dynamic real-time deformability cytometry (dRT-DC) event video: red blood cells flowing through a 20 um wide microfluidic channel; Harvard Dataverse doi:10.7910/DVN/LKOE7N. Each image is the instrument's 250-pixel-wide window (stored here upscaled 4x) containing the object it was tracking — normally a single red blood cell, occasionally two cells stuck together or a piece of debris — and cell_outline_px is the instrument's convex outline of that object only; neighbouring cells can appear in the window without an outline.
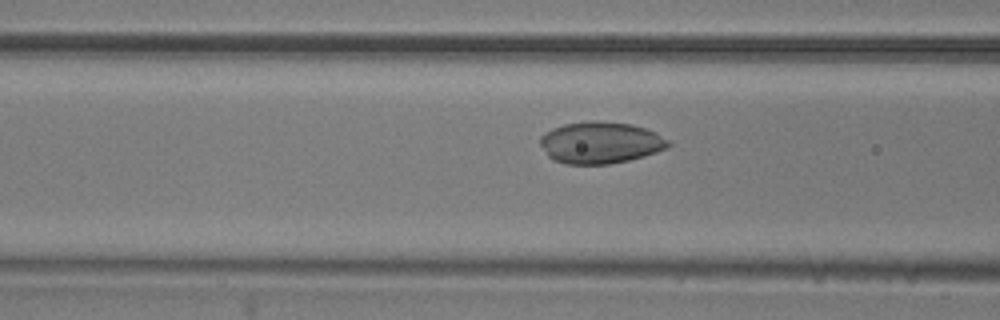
{"species": "common noctule bat (a hibernating species)", "species_latin": "Nyctalus noctula", "temperature_condition": "room temperature", "stored_images_in_passage": 34, "camera_frame_rate_fps": 3000, "um_per_image_px": 0.085, "animal": {"sex": "male", "body_mass_g": 20.5, "forearm_length_mm": 52.5}, "frame": {"image": 1, "passage_image": 11, "time_ms": 3.333, "image_size_px": [1000, 320], "cell_outline_px": [[672, 144], [668, 148], [644, 156], [628, 160], [608, 164], [564, 164], [552, 160], [548, 156], [540, 144], [540, 136], [544, 132], [552, 128], [564, 124], [588, 120], [596, 120], [632, 124], [656, 132], [668, 140]], "centroid_in_image_um": [51.02, 12.12], "position_along_channel_um": 115.6, "area_um2": 31.44}}
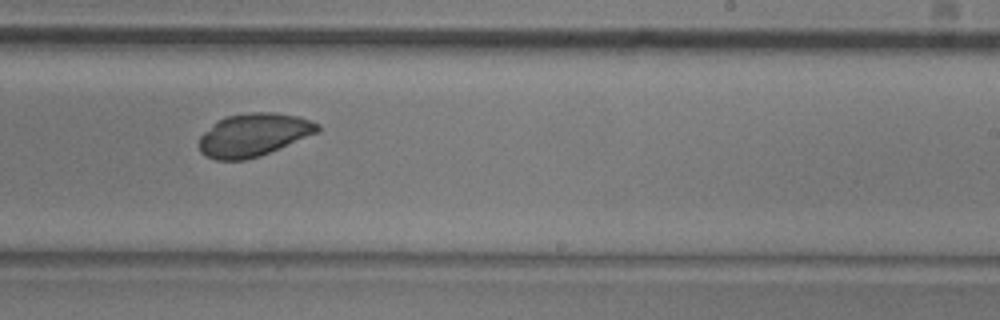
{"frame": {"image": 2, "passage_image": 23, "time_ms": 7.333, "image_size_px": [1000, 320], "cell_outline_px": [[320, 132], [260, 156], [244, 160], [216, 160], [200, 152], [196, 144], [200, 136], [212, 124], [228, 116], [252, 112], [276, 112], [300, 116], [320, 124]], "centroid_in_image_um": [21.57, 11.46], "position_along_channel_um": 267.4, "area_um2": 29.88}}
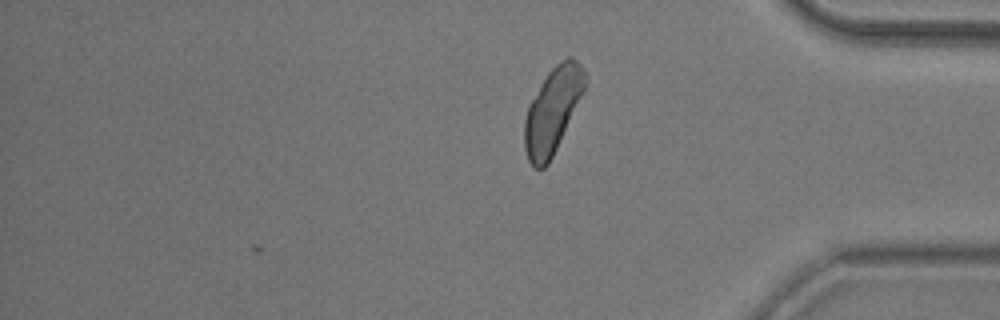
{"frame": {"image": 3, "passage_image": 34, "time_ms": 11.0, "image_size_px": [1000, 320], "cell_outline_px": [[588, 80], [584, 92], [548, 164], [544, 168], [532, 168], [528, 160], [524, 148], [524, 120], [528, 104], [548, 72], [560, 60], [568, 56], [572, 56], [584, 68]], "centroid_in_image_um": [46.97, 9.36], "position_along_channel_um": 388.2, "area_um2": 30.17}}